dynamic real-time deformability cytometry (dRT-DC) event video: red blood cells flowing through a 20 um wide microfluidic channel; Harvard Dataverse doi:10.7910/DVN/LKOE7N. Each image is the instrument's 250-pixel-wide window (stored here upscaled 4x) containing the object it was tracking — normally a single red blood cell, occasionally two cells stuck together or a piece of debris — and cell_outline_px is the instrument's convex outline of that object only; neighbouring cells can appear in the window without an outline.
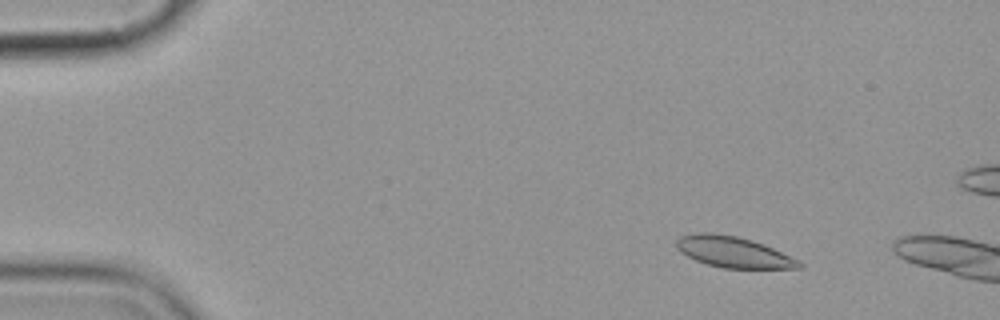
{"species": "common noctule bat (a hibernating species)", "species_latin": "Nyctalus noctula", "temperature_condition": "cold", "stored_images_in_passage": 2, "camera_frame_rate_fps": 3000, "um_per_image_px": 0.085, "animal": {"sex": "female", "body_mass_g": 19.9}, "frame": {"image": 1, "passage_image": 1, "time_ms": 0.0, "image_size_px": [1000, 320], "cell_outline_px": [[804, 268], [724, 268], [708, 264], [696, 260], [680, 252], [676, 248], [676, 240], [680, 236], [696, 232], [712, 232], [736, 236], [752, 240], [764, 244], [804, 264]], "centroid_in_image_um": [62.29, 21.41], "position_along_channel_um": 22.7, "area_um2": 21.96}}